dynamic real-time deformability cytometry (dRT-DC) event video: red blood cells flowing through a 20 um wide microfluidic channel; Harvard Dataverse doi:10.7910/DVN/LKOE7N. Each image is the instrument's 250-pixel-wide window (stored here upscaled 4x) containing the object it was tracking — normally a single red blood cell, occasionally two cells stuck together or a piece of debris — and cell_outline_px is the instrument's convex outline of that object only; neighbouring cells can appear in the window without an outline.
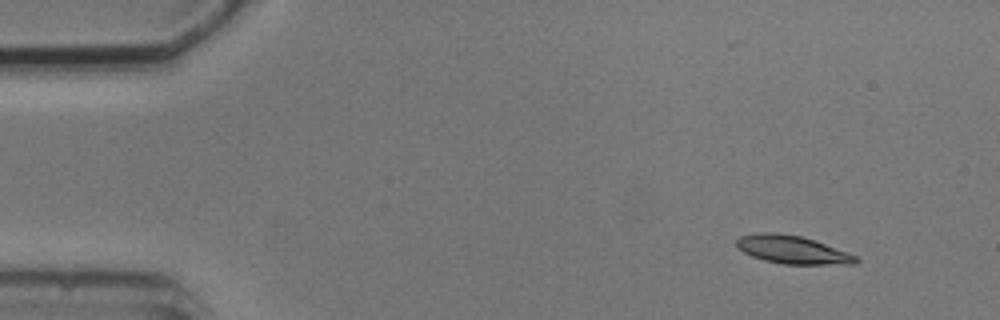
{"species": "common noctule bat (a hibernating species)", "species_latin": "Nyctalus noctula", "temperature_condition": "cold", "stored_images_in_passage": 6, "segment_of_instrument_passage": [2, 2], "camera_frame_rate_fps": 3000, "um_per_image_px": 0.085, "animal": {"sex": "male", "body_mass_g": 20.5, "forearm_length_mm": 52.5}, "frame": {"image": 1, "passage_image": 6, "time_ms": 6.667, "image_size_px": [1000, 320], "cell_outline_px": [[860, 260], [856, 264], [784, 264], [764, 260], [752, 256], [736, 248], [736, 240], [740, 236], [760, 232], [776, 232], [800, 236], [848, 252], [856, 256]], "centroid_in_image_um": [67.33, 21.22], "position_along_channel_um": 17.7, "area_um2": 19.42}}